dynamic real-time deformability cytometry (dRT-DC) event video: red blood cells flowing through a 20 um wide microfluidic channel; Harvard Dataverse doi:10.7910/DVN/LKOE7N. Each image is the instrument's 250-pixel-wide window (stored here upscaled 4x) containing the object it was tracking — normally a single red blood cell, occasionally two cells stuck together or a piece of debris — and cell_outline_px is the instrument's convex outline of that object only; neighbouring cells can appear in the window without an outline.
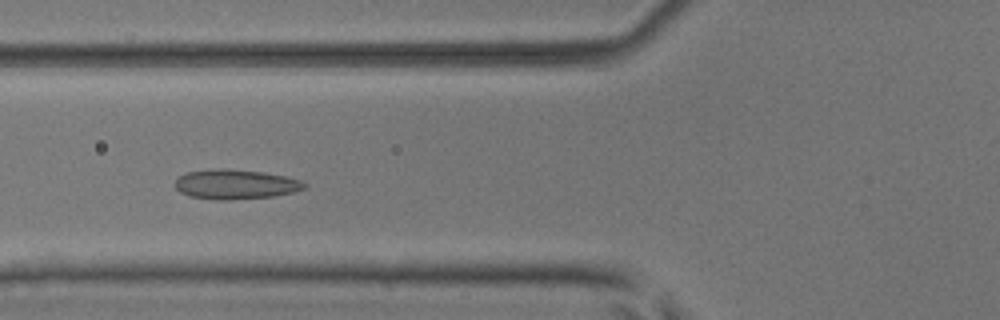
{"species": "common noctule bat (a hibernating species)", "species_latin": "Nyctalus noctula", "temperature_condition": "room temperature", "stored_images_in_passage": 52, "camera_frame_rate_fps": 3000, "um_per_image_px": 0.085, "animal": {"sex": "male", "body_mass_g": 17.9, "forearm_length_mm": 54.2}, "frame": {"image": 1, "passage_image": 19, "time_ms": 6.0, "image_size_px": [1000, 320], "cell_outline_px": [[308, 184], [304, 188], [292, 192], [272, 196], [228, 200], [216, 200], [188, 196], [180, 192], [176, 188], [176, 176], [184, 172], [224, 168], [264, 172], [284, 176], [300, 180]], "centroid_in_image_um": [19.97, 15.66], "position_along_channel_um": 105.8, "area_um2": 22.37}}
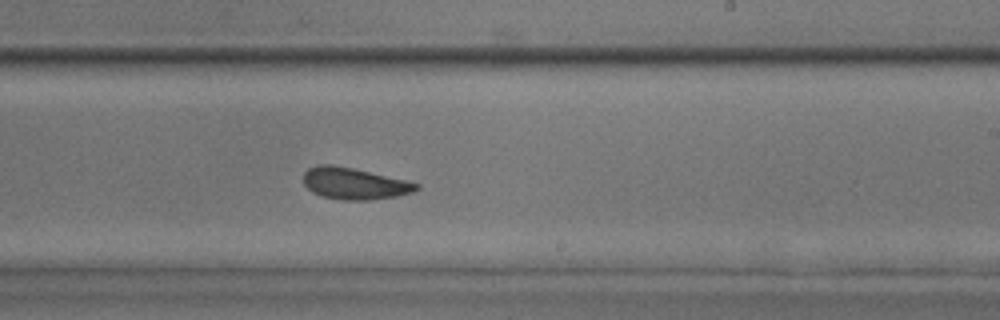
{"frame": {"image": 2, "passage_image": 31, "time_ms": 10.0, "image_size_px": [1000, 320], "cell_outline_px": [[420, 188], [412, 192], [396, 196], [372, 200], [340, 200], [324, 196], [312, 192], [304, 184], [304, 172], [308, 168], [320, 164], [332, 164], [352, 168], [404, 180], [420, 184]], "centroid_in_image_um": [30.1, 15.6], "position_along_channel_um": 258.9, "area_um2": 20.63}}
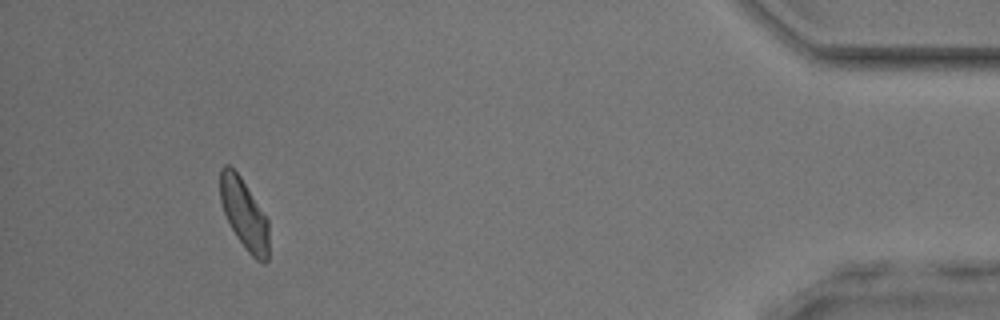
{"frame": {"image": 3, "passage_image": 48, "time_ms": 15.667, "image_size_px": [1000, 320], "cell_outline_px": [[268, 260], [264, 264], [256, 260], [248, 252], [236, 236], [224, 212], [220, 200], [220, 168], [224, 164], [228, 164], [240, 176], [268, 220]], "centroid_in_image_um": [20.75, 18.2], "position_along_channel_um": 414.5, "area_um2": 19.71}, "authors_computed_cell_mechanics": {"area_um2": 21.097, "velocity_mm_per_s": 3.8475, "shape_relaxation_time_tau1_ms": 4.685, "shape_relaxation_time_tau2_ms": 1.9711, "deformation_change_tau1": 0.1099, "deformation_change_tau2": 0.0878}}